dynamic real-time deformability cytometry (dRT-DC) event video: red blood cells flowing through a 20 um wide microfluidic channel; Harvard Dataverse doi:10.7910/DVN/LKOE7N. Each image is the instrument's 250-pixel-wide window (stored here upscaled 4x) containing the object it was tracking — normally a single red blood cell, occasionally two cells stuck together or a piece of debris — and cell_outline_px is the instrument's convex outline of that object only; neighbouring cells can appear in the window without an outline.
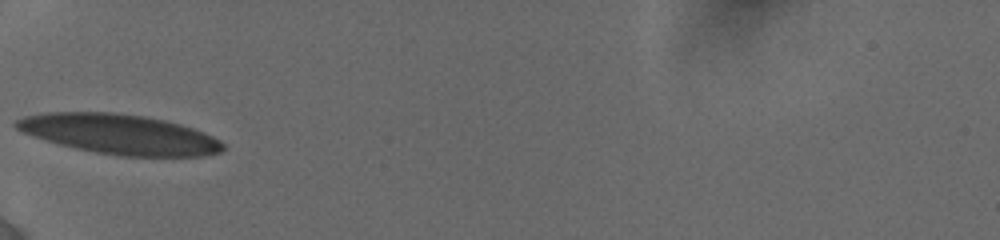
{"species": "human", "species_latin": "Homo sapiens", "temperature_condition": "cold", "stored_images_in_passage": 18, "camera_frame_rate_fps": 3000, "um_per_image_px": 0.085, "donor": {"sex": "female"}, "frame": {"image": 1, "passage_image": 1, "time_ms": 0.0, "image_size_px": [1000, 240], "cell_outline_px": [[224, 148], [220, 152], [204, 156], [120, 156], [96, 152], [76, 148], [44, 140], [20, 132], [12, 124], [16, 120], [24, 116], [40, 112], [116, 112], [144, 116], [164, 120], [180, 124], [204, 132], [220, 140], [224, 144]], "centroid_in_image_um": [10.11, 11.4], "position_along_channel_um": 74.9, "area_um2": 48.21}}
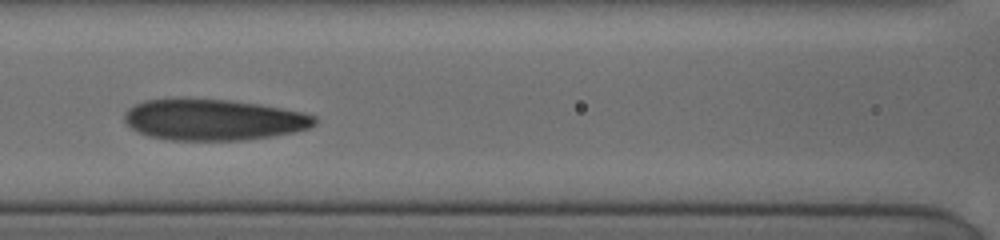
{"frame": {"image": 2, "passage_image": 6, "time_ms": 2.0, "image_size_px": [1000, 240], "cell_outline_px": [[316, 124], [308, 128], [292, 132], [272, 136], [244, 140], [172, 140], [148, 136], [132, 128], [124, 120], [124, 112], [128, 108], [144, 100], [172, 96], [180, 96], [228, 100], [256, 104], [304, 112], [316, 116]], "centroid_in_image_um": [18.08, 10.14], "position_along_channel_um": 148.5, "area_um2": 46.24}}
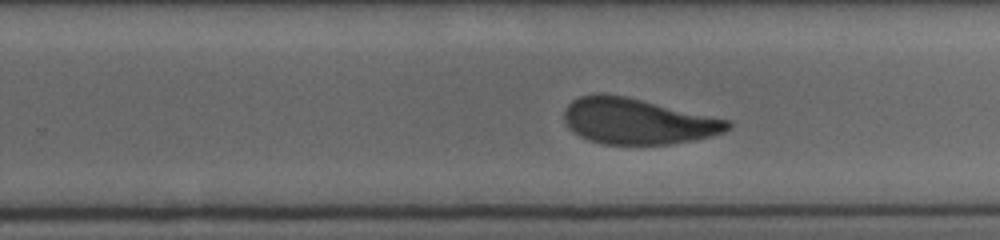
{"frame": {"image": 3, "passage_image": 16, "time_ms": 5.333, "image_size_px": [1000, 240], "cell_outline_px": [[732, 128], [724, 132], [692, 140], [672, 144], [604, 144], [588, 140], [580, 136], [568, 128], [564, 120], [564, 112], [568, 104], [572, 100], [580, 96], [596, 92], [600, 92], [624, 96], [728, 120], [732, 124]], "centroid_in_image_um": [54.13, 10.3], "position_along_channel_um": 275.7, "area_um2": 43.41}}